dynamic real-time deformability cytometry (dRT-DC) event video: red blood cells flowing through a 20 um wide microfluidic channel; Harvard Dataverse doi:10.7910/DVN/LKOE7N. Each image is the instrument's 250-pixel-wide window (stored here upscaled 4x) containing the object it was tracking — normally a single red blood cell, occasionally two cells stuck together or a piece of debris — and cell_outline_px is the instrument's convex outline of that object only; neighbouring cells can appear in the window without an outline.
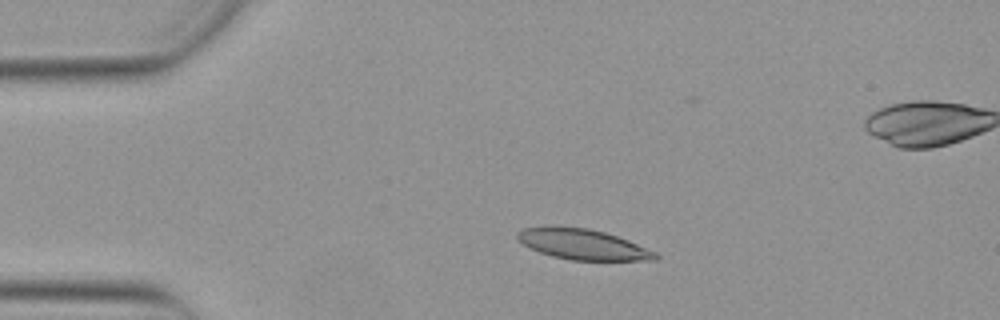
{"species": "Egyptian fruit bat (a non-hibernating species)", "species_latin": "Rousettus aegyptiacus", "temperature_condition": "warm", "stored_images_in_passage": 44, "camera_frame_rate_fps": 3000, "um_per_image_px": 0.085, "animal": {"sex": "female"}, "frame": {"image": 1, "passage_image": 2, "time_ms": 0.333, "image_size_px": [1000, 320], "cell_outline_px": [[660, 256], [656, 260], [572, 260], [552, 256], [540, 252], [524, 244], [516, 236], [516, 232], [524, 228], [556, 224], [588, 228], [604, 232], [628, 240], [656, 252]], "centroid_in_image_um": [49.51, 20.74], "position_along_channel_um": 35.5, "area_um2": 24.68}}
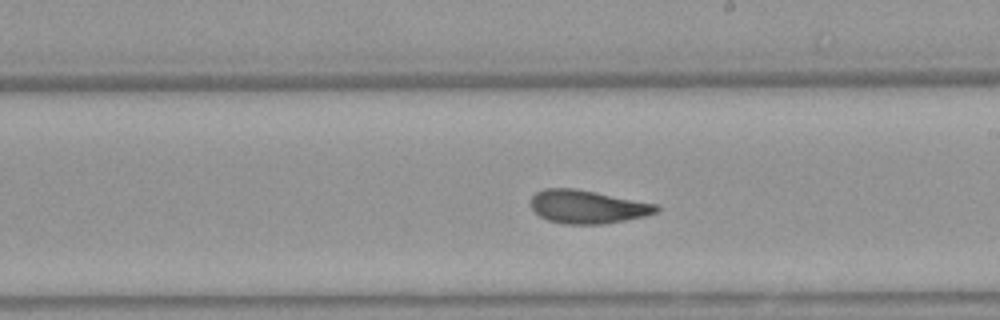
{"frame": {"image": 2, "passage_image": 21, "time_ms": 6.667, "image_size_px": [1000, 320], "cell_outline_px": [[660, 208], [656, 212], [644, 216], [604, 224], [564, 224], [548, 220], [540, 216], [528, 204], [532, 196], [536, 192], [544, 188], [576, 188], [656, 204]], "centroid_in_image_um": [49.88, 17.57], "position_along_channel_um": 239.1, "area_um2": 24.33}}
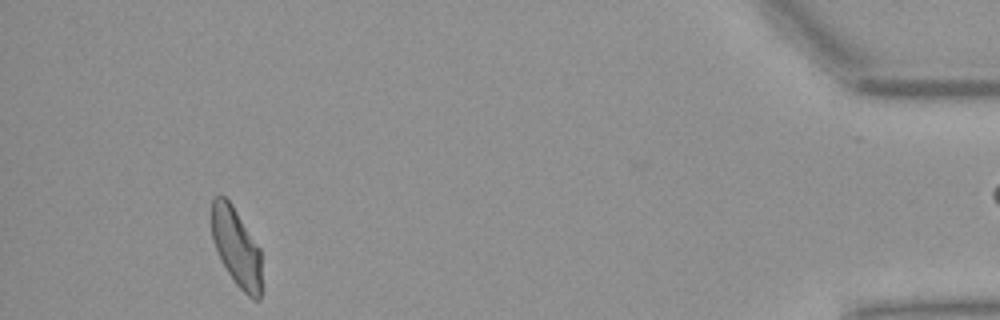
{"frame": {"image": 3, "passage_image": 40, "time_ms": 13.0, "image_size_px": [1000, 320], "cell_outline_px": [[260, 300], [252, 300], [236, 284], [228, 272], [212, 240], [212, 200], [216, 196], [224, 196], [232, 204], [260, 248]], "centroid_in_image_um": [20.09, 21.0], "position_along_channel_um": 415.1, "area_um2": 22.43}, "authors_computed_cell_mechanics": {"area_um2": 24.3916, "velocity_mm_per_s": 3.8673, "shape_relaxation_time_tau1_ms": 5.867, "shape_relaxation_time_tau2_ms": 2.3889, "deformation_change_tau1": 0.1812, "deformation_change_tau2": 0.0693}}